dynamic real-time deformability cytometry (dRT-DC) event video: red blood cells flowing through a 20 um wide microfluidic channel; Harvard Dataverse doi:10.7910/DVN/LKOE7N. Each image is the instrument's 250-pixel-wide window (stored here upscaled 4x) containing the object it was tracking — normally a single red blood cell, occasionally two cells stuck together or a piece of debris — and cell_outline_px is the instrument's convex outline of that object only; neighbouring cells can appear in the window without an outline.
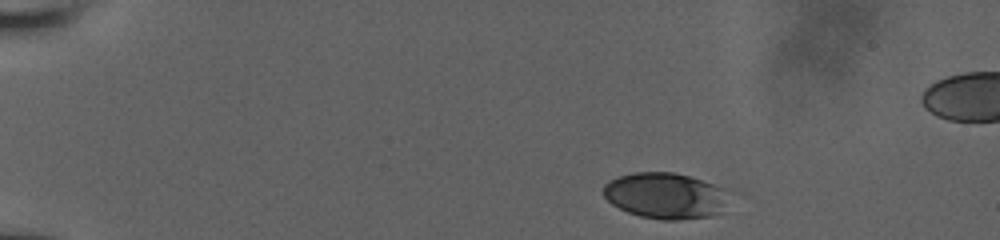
{"species": "human", "species_latin": "Homo sapiens", "temperature_condition": "room temperature", "stored_images_in_passage": 15, "camera_frame_rate_fps": 3000, "um_per_image_px": 0.085, "donor": {"sex": "male"}, "frame": {"image": 1, "passage_image": 1, "time_ms": 0.0, "image_size_px": [1000, 240], "cell_outline_px": [[724, 188], [720, 212], [712, 216], [676, 220], [660, 220], [640, 216], [628, 212], [612, 204], [604, 196], [604, 184], [608, 180], [632, 172], [672, 172], [688, 176]], "centroid_in_image_um": [56.45, 16.63], "position_along_channel_um": 28.5, "area_um2": 33.0}}
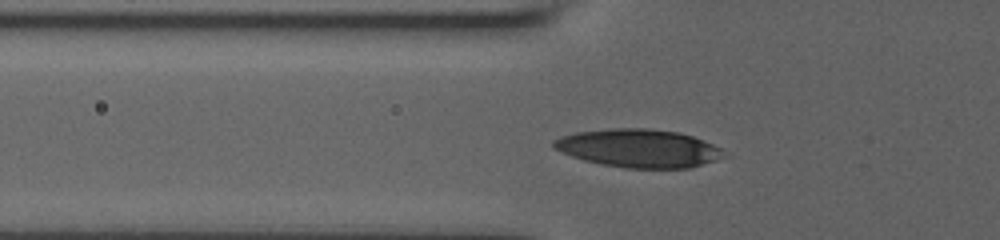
{"frame": {"image": 2, "passage_image": 10, "time_ms": 3.667, "image_size_px": [1000, 240], "cell_outline_px": [[720, 148], [716, 160], [688, 168], [628, 168], [604, 164], [584, 160], [560, 152], [552, 148], [552, 140], [560, 136], [576, 132], [612, 128], [644, 128], [676, 132], [692, 136], [712, 144]], "centroid_in_image_um": [54.17, 12.59], "position_along_channel_um": 71.6, "area_um2": 37.28}}
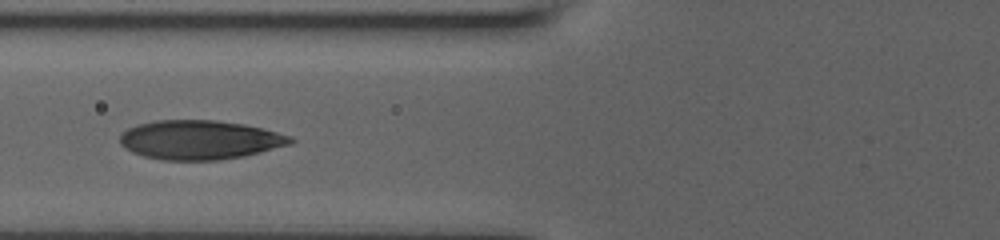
{"frame": {"image": 3, "passage_image": 13, "time_ms": 4.667, "image_size_px": [1000, 240], "cell_outline_px": [[296, 140], [292, 144], [244, 156], [216, 160], [164, 160], [144, 156], [132, 152], [124, 148], [120, 144], [120, 136], [128, 128], [136, 124], [156, 120], [216, 120], [244, 124], [292, 136]], "centroid_in_image_um": [16.98, 11.88], "position_along_channel_um": 108.8, "area_um2": 38.96}}